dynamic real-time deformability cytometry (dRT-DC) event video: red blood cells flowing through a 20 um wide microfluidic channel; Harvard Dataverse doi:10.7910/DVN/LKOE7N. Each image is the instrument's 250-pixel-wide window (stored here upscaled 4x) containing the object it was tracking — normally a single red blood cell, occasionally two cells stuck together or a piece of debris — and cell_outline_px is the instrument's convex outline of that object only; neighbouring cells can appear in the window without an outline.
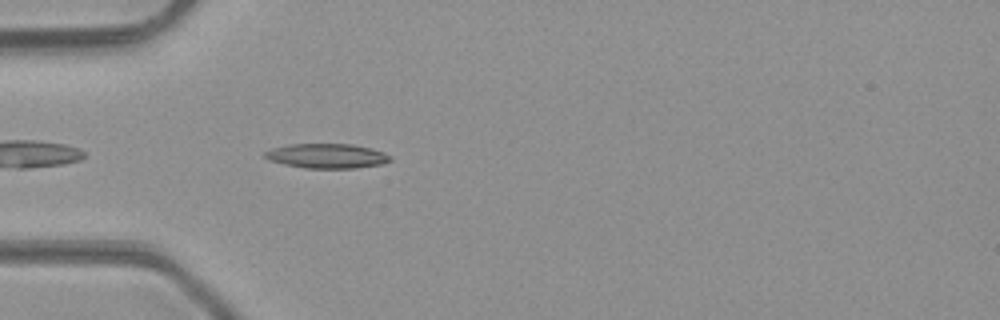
{"species": "common noctule bat (a hibernating species)", "species_latin": "Nyctalus noctula", "temperature_condition": "room temperature", "stored_images_in_passage": 37, "camera_frame_rate_fps": 3000, "um_per_image_px": 0.085, "animal": {"sex": "male", "body_mass_g": 23.1, "forearm_length_mm": 52.7}, "frame": {"image": 1, "passage_image": 3, "time_ms": 0.667, "image_size_px": [1000, 320], "cell_outline_px": [[392, 160], [384, 164], [356, 168], [304, 168], [284, 164], [268, 160], [264, 156], [264, 152], [272, 148], [288, 144], [352, 144], [372, 148], [384, 152], [392, 156]], "centroid_in_image_um": [27.82, 13.25], "position_along_channel_um": 57.2, "area_um2": 18.21}}
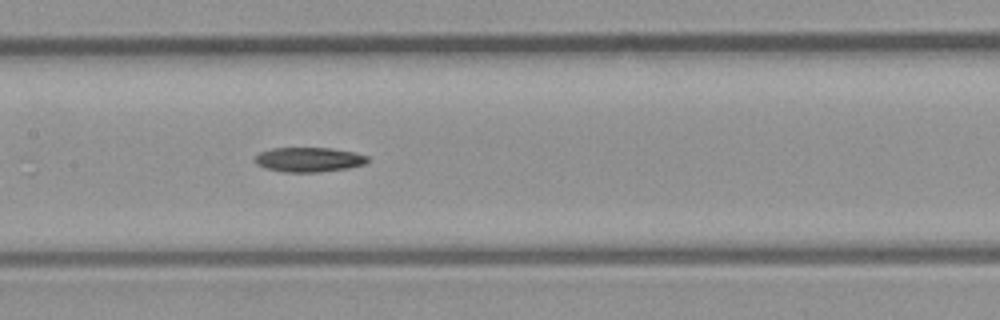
{"frame": {"image": 2, "passage_image": 12, "time_ms": 3.667, "image_size_px": [1000, 320], "cell_outline_px": [[368, 160], [364, 164], [348, 168], [320, 172], [284, 172], [264, 168], [256, 164], [252, 160], [260, 152], [272, 148], [332, 148], [356, 152], [368, 156]], "centroid_in_image_um": [26.23, 13.56], "position_along_channel_um": 181.2, "area_um2": 16.3}}
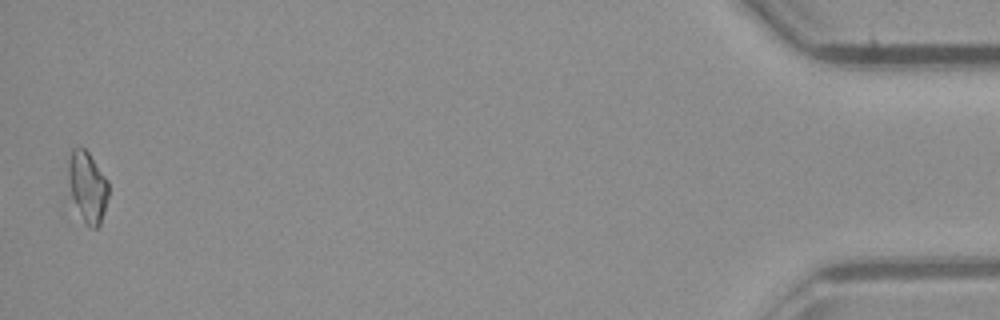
{"frame": {"image": 3, "passage_image": 36, "time_ms": 11.667, "image_size_px": [1000, 320], "cell_outline_px": [[108, 196], [104, 212], [100, 224], [96, 228], [92, 228], [84, 220], [72, 196], [68, 180], [68, 160], [72, 148], [84, 148], [88, 152], [108, 180]], "centroid_in_image_um": [7.45, 15.83], "position_along_channel_um": 427.8, "area_um2": 16.13}, "authors_computed_cell_mechanics": {"area_um2": 16.473, "velocity_mm_per_s": 4.2693, "shape_relaxation_time_tau1_ms": 5.9908, "shape_relaxation_time_tau2_ms": null, "deformation_change_tau1": 0.1909, "deformation_change_tau2": null}}